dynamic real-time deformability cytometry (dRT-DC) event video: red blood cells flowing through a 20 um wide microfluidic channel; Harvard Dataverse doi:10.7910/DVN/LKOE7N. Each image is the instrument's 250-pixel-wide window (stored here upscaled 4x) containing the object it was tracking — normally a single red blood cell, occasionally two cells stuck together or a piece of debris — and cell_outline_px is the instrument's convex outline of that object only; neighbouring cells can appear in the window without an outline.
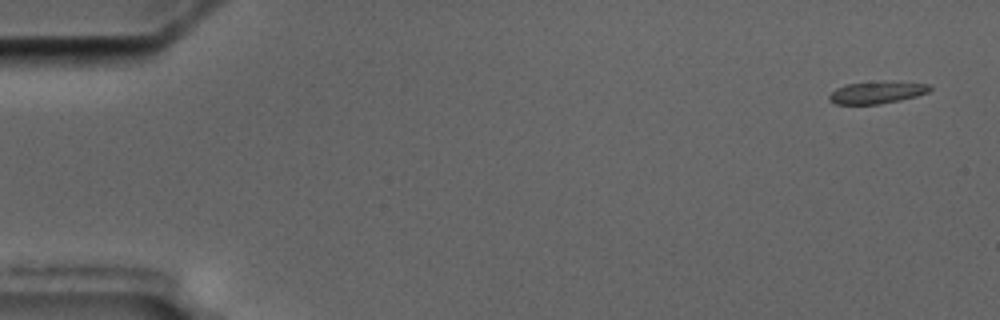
{"species": "common noctule bat (a hibernating species)", "species_latin": "Nyctalus noctula", "temperature_condition": "cold", "stored_images_in_passage": 4, "camera_frame_rate_fps": 3000, "um_per_image_px": 0.085, "animal": {"sex": "male", "body_mass_g": 17.5, "forearm_length_mm": 52.3}, "frame": {"image": 1, "passage_image": 1, "time_ms": 0.0, "image_size_px": [1000, 320], "cell_outline_px": [[932, 88], [928, 92], [916, 96], [900, 100], [880, 104], [836, 104], [828, 100], [828, 96], [836, 88], [844, 84], [928, 84]], "centroid_in_image_um": [74.44, 7.92], "position_along_channel_um": 10.6, "area_um2": 12.02}}
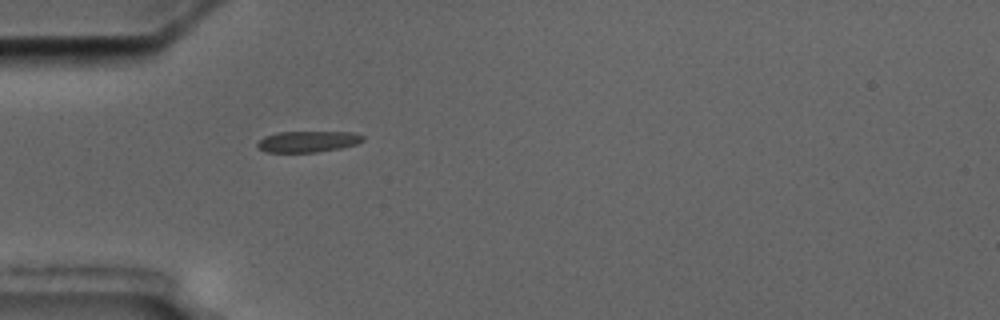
{"frame": {"image": 2, "passage_image": 4, "time_ms": 5.0, "image_size_px": [1000, 320], "cell_outline_px": [[364, 140], [356, 144], [340, 148], [316, 152], [264, 152], [256, 148], [256, 144], [264, 136], [276, 132], [352, 132], [364, 136]], "centroid_in_image_um": [26.12, 12.03], "position_along_channel_um": 58.9, "area_um2": 13.06}}